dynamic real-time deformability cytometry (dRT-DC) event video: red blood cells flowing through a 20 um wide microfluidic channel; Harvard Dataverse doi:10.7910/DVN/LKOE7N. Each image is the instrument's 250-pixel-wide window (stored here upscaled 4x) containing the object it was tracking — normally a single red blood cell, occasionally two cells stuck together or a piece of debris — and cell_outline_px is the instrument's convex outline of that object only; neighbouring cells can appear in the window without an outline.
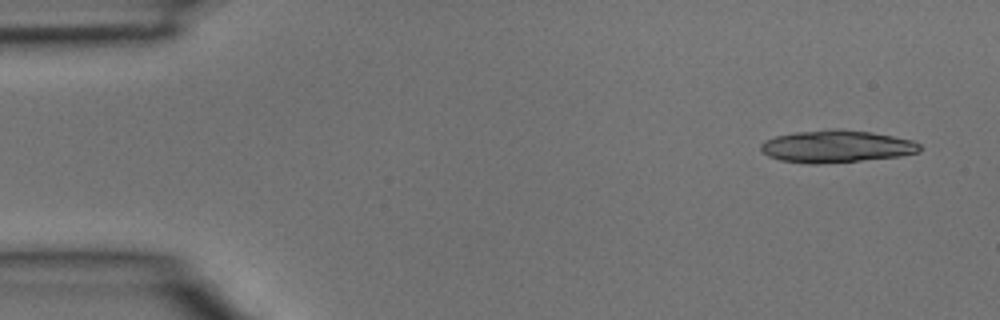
{"species": "common noctule bat (a hibernating species)", "species_latin": "Nyctalus noctula", "temperature_condition": "room temperature", "stored_images_in_passage": 5, "segment_of_instrument_passage": [2, 2], "camera_frame_rate_fps": 3000, "um_per_image_px": 0.085, "animal": {"sex": "male", "body_mass_g": 15.6}, "frame": {"image": 1, "passage_image": 5, "time_ms": 1.333, "image_size_px": [1000, 320], "cell_outline_px": [[920, 152], [900, 156], [820, 164], [808, 164], [780, 160], [768, 156], [760, 148], [760, 144], [764, 140], [776, 136], [796, 132], [836, 128], [868, 132], [892, 136], [912, 140], [920, 144]], "centroid_in_image_um": [71.07, 12.44], "position_along_channel_um": 13.9, "area_um2": 29.77}}